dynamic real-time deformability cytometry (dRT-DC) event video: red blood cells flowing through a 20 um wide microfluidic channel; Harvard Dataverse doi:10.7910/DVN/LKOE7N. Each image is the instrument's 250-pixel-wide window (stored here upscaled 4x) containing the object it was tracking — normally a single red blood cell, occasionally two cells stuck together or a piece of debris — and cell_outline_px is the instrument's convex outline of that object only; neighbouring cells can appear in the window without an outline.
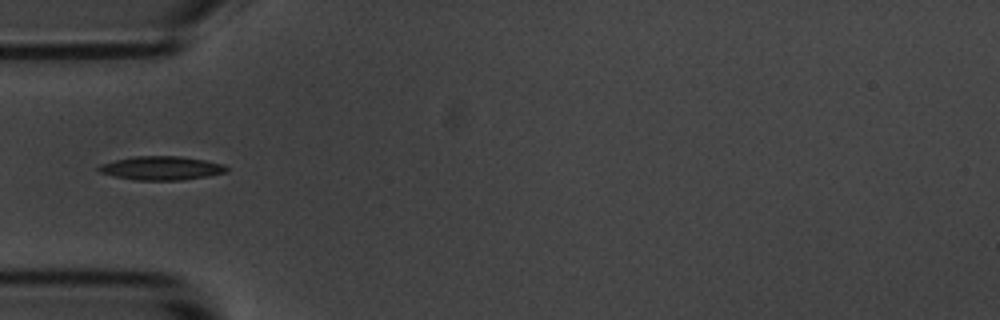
{"species": "common noctule bat (a hibernating species)", "species_latin": "Nyctalus noctula", "temperature_condition": "room temperature", "stored_images_in_passage": 6, "camera_frame_rate_fps": 3000, "um_per_image_px": 0.085, "animal": {"sex": "male", "body_mass_g": 20.1, "forearm_length_mm": 53.5}, "frame": {"image": 1, "passage_image": 1, "time_ms": 0.0, "image_size_px": [1000, 320], "cell_outline_px": [[228, 172], [208, 176], [180, 180], [136, 180], [116, 176], [100, 172], [96, 168], [100, 164], [132, 156], [180, 156], [204, 160], [224, 164], [228, 168]], "centroid_in_image_um": [13.74, 14.28], "position_along_channel_um": 71.3, "area_um2": 17.63}}
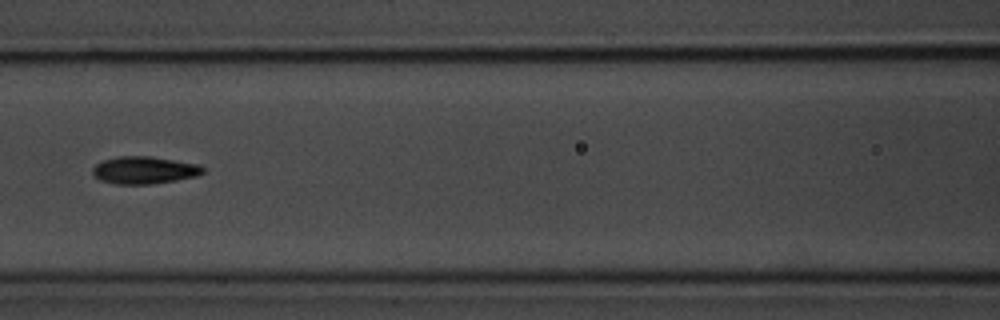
{"frame": {"image": 2, "passage_image": 3, "time_ms": 2.333, "image_size_px": [1000, 320], "cell_outline_px": [[204, 172], [196, 176], [176, 180], [152, 184], [116, 184], [100, 180], [92, 176], [92, 168], [96, 164], [104, 160], [120, 156], [152, 156], [200, 164], [204, 168]], "centroid_in_image_um": [12.26, 14.46], "position_along_channel_um": 154.3, "area_um2": 17.74}}
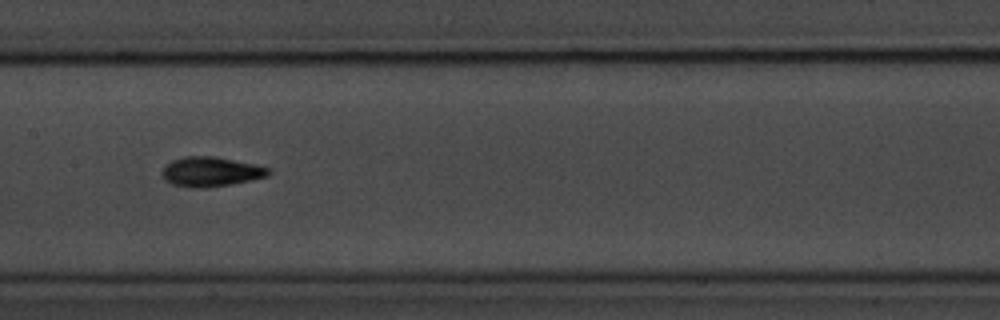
{"frame": {"image": 3, "passage_image": 4, "time_ms": 3.333, "image_size_px": [1000, 320], "cell_outline_px": [[272, 172], [268, 176], [252, 180], [204, 188], [200, 188], [172, 184], [164, 180], [160, 172], [164, 164], [172, 160], [184, 156], [216, 156], [256, 164], [272, 168]], "centroid_in_image_um": [17.92, 14.57], "position_along_channel_um": 189.5, "area_um2": 18.67}}